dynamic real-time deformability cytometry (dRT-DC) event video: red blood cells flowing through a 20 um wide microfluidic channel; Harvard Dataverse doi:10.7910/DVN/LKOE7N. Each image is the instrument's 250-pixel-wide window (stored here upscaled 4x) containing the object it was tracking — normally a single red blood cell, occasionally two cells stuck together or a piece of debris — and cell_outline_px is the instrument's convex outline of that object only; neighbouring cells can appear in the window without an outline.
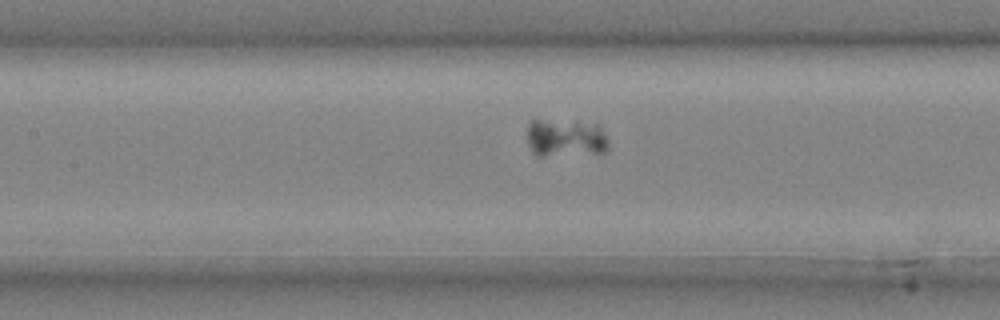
{"species": "common noctule bat (a hibernating species)", "species_latin": "Nyctalus noctula", "temperature_condition": "cold", "stored_images_in_passage": 36, "camera_frame_rate_fps": 3000, "um_per_image_px": 0.085, "animal": {"sex": "male", "body_mass_g": 20.4}, "frame": {"image": 1, "passage_image": 14, "time_ms": 4.333, "image_size_px": [1000, 320], "cell_outline_px": [[608, 148], [604, 152], [540, 156], [536, 156], [532, 152], [528, 144], [528, 124], [532, 120], [576, 120], [596, 124], [600, 128], [608, 140]], "centroid_in_image_um": [48.05, 11.71], "position_along_channel_um": 159.3, "area_um2": 18.09}}
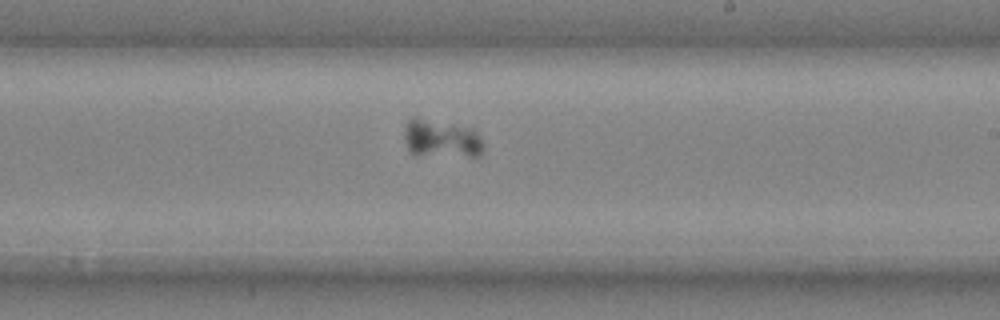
{"frame": {"image": 2, "passage_image": 21, "time_ms": 6.667, "image_size_px": [1000, 320], "cell_outline_px": [[484, 148], [480, 156], [412, 156], [408, 152], [404, 140], [404, 124], [412, 116], [416, 116], [472, 128], [476, 132]], "centroid_in_image_um": [37.42, 11.8], "position_along_channel_um": 251.6, "area_um2": 18.21}}
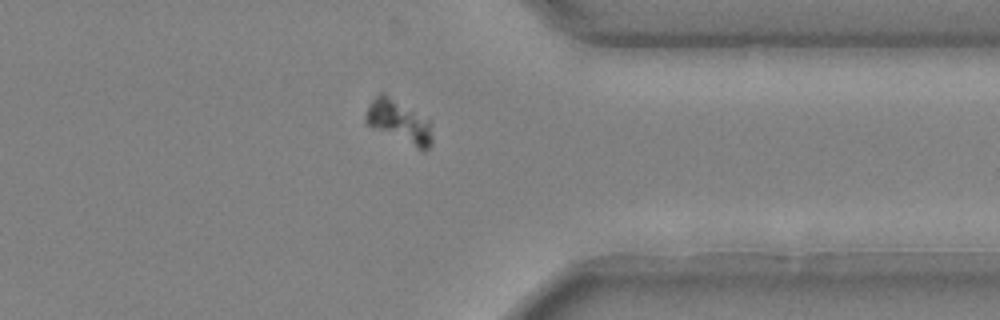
{"frame": {"image": 3, "passage_image": 31, "time_ms": 10.0, "image_size_px": [1000, 320], "cell_outline_px": [[432, 144], [424, 152], [372, 128], [364, 120], [364, 116], [368, 104], [380, 92], [384, 92], [428, 120], [432, 140]], "centroid_in_image_um": [33.87, 10.35], "position_along_channel_um": 377.5, "area_um2": 16.53}}